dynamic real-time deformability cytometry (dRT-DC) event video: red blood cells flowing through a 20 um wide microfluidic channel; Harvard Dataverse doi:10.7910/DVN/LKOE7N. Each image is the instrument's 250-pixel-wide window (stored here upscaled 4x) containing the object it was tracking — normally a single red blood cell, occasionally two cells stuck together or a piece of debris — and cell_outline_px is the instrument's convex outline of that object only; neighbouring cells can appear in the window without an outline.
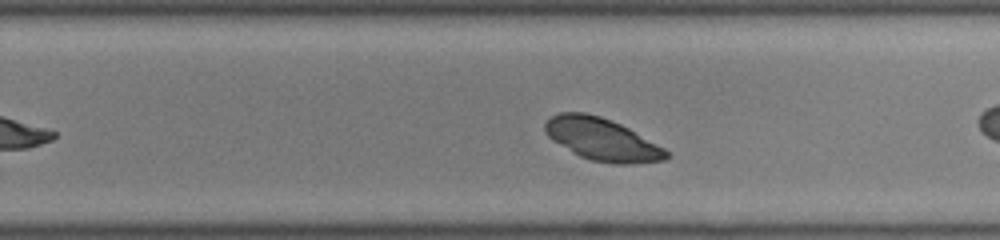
{"species": "common noctule bat (a hibernating species)", "species_latin": "Nyctalus noctula", "temperature_condition": "room temperature", "stored_images_in_passage": 36, "camera_frame_rate_fps": 3000, "um_per_image_px": 0.085, "animal": {"sex": "male", "body_mass_g": 19.0, "forearm_length_mm": 50.8}, "frame": {"image": 1, "passage_image": 21, "time_ms": 6.667, "image_size_px": [1000, 240], "cell_outline_px": [[672, 156], [664, 160], [636, 164], [612, 164], [592, 160], [580, 156], [572, 152], [552, 140], [544, 132], [544, 124], [552, 116], [560, 112], [584, 112], [600, 116], [612, 120], [628, 128], [664, 148]], "centroid_in_image_um": [51.17, 11.85], "position_along_channel_um": 278.6, "area_um2": 29.94}, "authors_computed_cell_mechanics": {"area_um2": 29.8248, "velocity_mm_per_s": 4.0531, "shape_relaxation_time_tau1_ms": 1.8996, "shape_relaxation_time_tau2_ms": null, "deformation_change_tau1": 0.1202, "deformation_change_tau2": null}}